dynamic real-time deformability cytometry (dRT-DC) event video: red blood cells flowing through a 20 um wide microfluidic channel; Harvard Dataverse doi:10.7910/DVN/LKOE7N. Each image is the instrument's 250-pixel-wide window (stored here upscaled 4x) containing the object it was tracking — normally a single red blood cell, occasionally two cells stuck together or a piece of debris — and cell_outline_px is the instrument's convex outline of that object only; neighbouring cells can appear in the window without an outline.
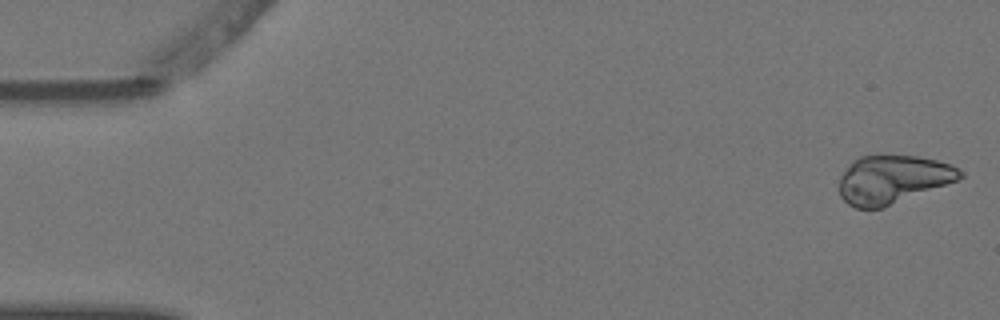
{"species": "Egyptian fruit bat (a non-hibernating species)", "species_latin": "Rousettus aegyptiacus", "temperature_condition": "warm", "stored_images_in_passage": 5, "camera_frame_rate_fps": 3000, "um_per_image_px": 0.085, "animal": {"sex": "female"}, "frame": {"image": 1, "passage_image": 1, "time_ms": 0.0, "image_size_px": [1000, 320], "cell_outline_px": [[964, 176], [956, 180], [884, 208], [856, 208], [848, 204], [840, 196], [840, 176], [848, 164], [852, 160], [860, 156], [916, 156], [936, 160], [952, 164], [964, 172]], "centroid_in_image_um": [75.86, 15.25], "position_along_channel_um": 9.1, "area_um2": 33.87}}
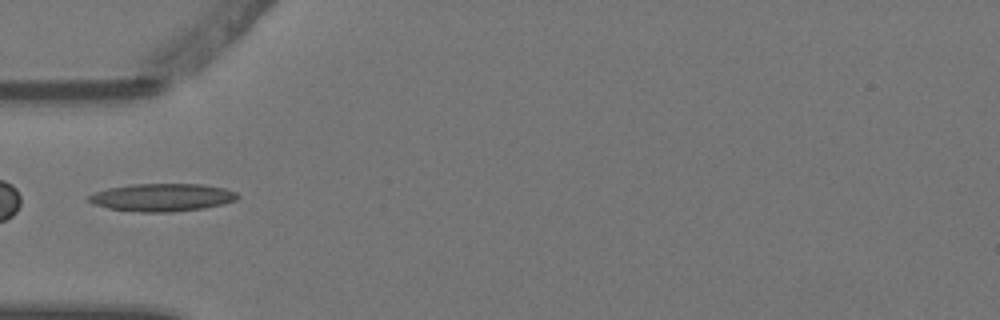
{"frame": {"image": 2, "passage_image": 5, "time_ms": 1.333, "image_size_px": [1000, 320], "cell_outline_px": [[240, 196], [236, 200], [224, 204], [204, 208], [172, 212], [140, 212], [108, 208], [92, 204], [88, 200], [88, 196], [96, 192], [108, 188], [132, 184], [204, 184], [224, 188], [236, 192]], "centroid_in_image_um": [13.8, 16.78], "position_along_channel_um": 71.2, "area_um2": 24.16}}